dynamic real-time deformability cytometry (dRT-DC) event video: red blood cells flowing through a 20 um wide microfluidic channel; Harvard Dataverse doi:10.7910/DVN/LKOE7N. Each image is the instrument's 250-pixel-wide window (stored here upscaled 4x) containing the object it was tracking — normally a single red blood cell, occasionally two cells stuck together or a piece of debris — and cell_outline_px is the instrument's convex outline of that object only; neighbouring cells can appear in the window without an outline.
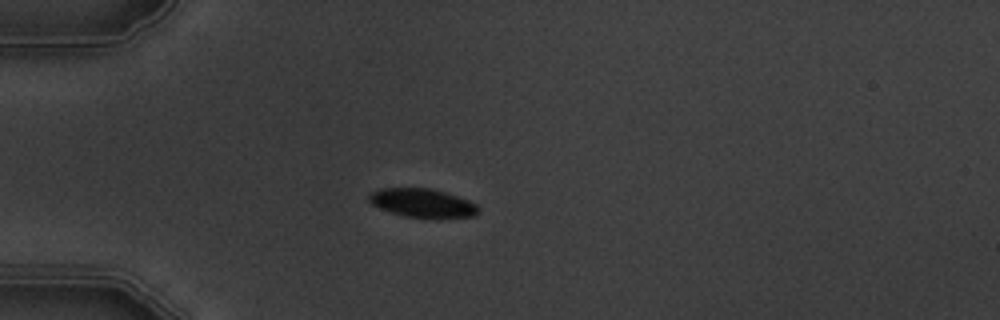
{"species": "common noctule bat (a hibernating species)", "species_latin": "Nyctalus noctula", "temperature_condition": "warm", "stored_images_in_passage": 7, "camera_frame_rate_fps": 3000, "um_per_image_px": 0.085, "animal": {"sex": "male", "body_mass_g": 19.5, "forearm_length_mm": 54.6}, "frame": {"image": 1, "passage_image": 4, "time_ms": 3.667, "image_size_px": [1000, 320], "cell_outline_px": [[480, 208], [472, 216], [404, 216], [380, 208], [372, 204], [368, 200], [368, 192], [380, 188], [428, 188], [444, 192], [468, 200], [476, 204]], "centroid_in_image_um": [35.82, 17.21], "position_along_channel_um": 49.2, "area_um2": 17.63}}